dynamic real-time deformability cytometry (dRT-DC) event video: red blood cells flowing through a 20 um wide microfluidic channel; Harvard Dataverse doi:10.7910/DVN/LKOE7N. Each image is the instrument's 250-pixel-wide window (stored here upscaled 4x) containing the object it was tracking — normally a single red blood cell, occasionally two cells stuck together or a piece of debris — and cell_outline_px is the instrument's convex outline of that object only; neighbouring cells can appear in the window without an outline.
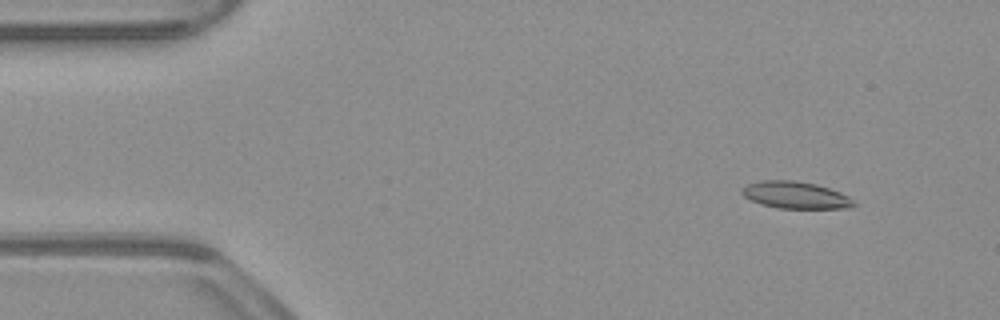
{"species": "common noctule bat (a hibernating species)", "species_latin": "Nyctalus noctula", "temperature_condition": "warm", "stored_images_in_passage": 53, "camera_frame_rate_fps": 3000, "um_per_image_px": 0.085, "animal": {"sex": "male", "body_mass_g": 23.1, "forearm_length_mm": 52.7}, "frame": {"image": 1, "passage_image": 6, "time_ms": 1.667, "image_size_px": [1000, 320], "cell_outline_px": [[856, 204], [852, 208], [780, 208], [760, 204], [744, 196], [740, 192], [748, 184], [760, 180], [792, 180], [816, 184], [840, 192], [848, 196]], "centroid_in_image_um": [67.62, 16.58], "position_along_channel_um": 17.4, "area_um2": 17.46}}
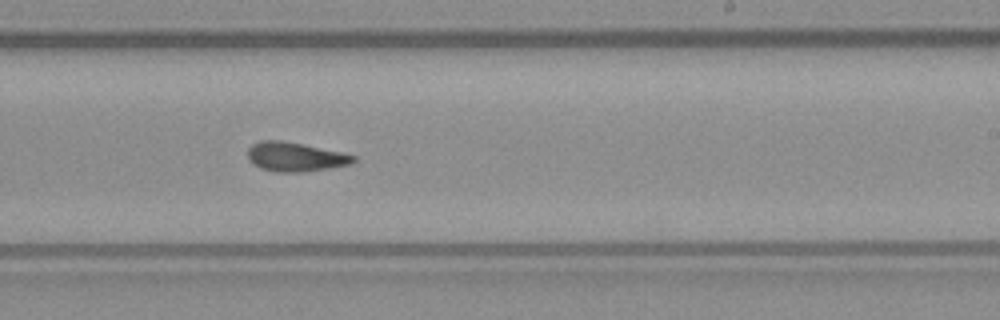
{"frame": {"image": 2, "passage_image": 32, "time_ms": 10.333, "image_size_px": [1000, 320], "cell_outline_px": [[356, 160], [352, 164], [328, 168], [300, 172], [276, 172], [260, 168], [252, 164], [248, 160], [248, 148], [252, 144], [260, 140], [280, 140], [304, 144], [340, 152], [356, 156]], "centroid_in_image_um": [25.06, 13.33], "position_along_channel_um": 263.9, "area_um2": 18.03}}
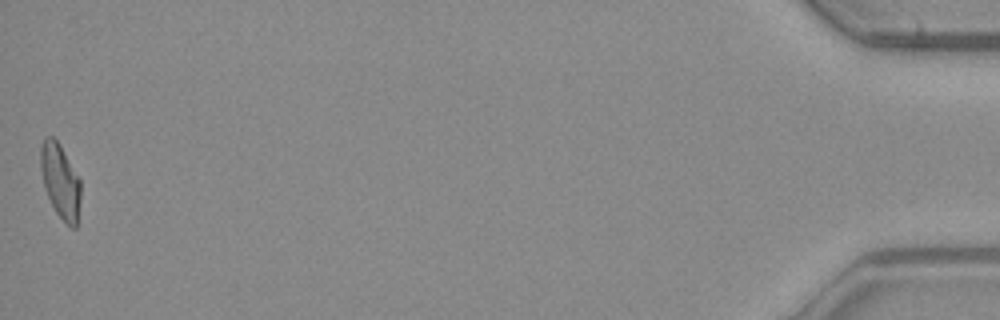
{"frame": {"image": 3, "passage_image": 53, "time_ms": 17.333, "image_size_px": [1000, 320], "cell_outline_px": [[80, 200], [76, 228], [72, 228], [56, 212], [44, 188], [40, 168], [40, 148], [44, 136], [52, 136], [60, 144], [80, 180]], "centroid_in_image_um": [5.11, 15.35], "position_along_channel_um": 430.1, "area_um2": 17.22}, "authors_computed_cell_mechanics": {"area_um2": 17.8024, "velocity_mm_per_s": 3.9264, "shape_relaxation_time_tau1_ms": null, "shape_relaxation_time_tau2_ms": 2.1901, "deformation_change_tau1": null, "deformation_change_tau2": 0.0982}}